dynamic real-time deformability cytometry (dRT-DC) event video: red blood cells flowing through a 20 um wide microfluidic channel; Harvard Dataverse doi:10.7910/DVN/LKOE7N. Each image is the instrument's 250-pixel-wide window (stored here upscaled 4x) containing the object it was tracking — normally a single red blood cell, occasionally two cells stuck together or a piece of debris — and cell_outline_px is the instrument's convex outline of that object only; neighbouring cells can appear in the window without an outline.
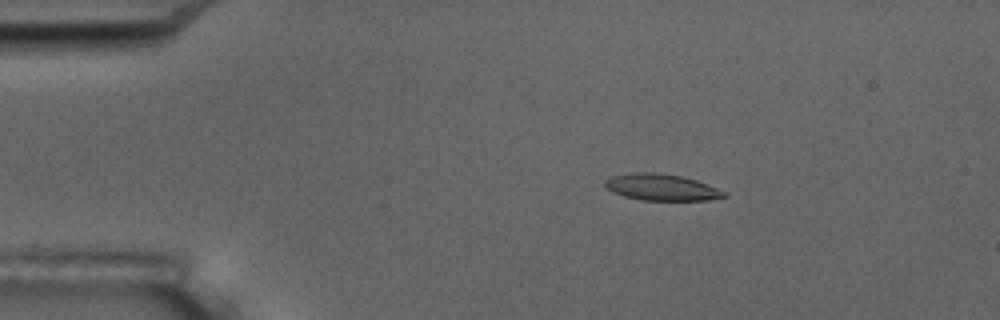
{"species": "common noctule bat (a hibernating species)", "species_latin": "Nyctalus noctula", "temperature_condition": "room temperature", "stored_images_in_passage": 3, "camera_frame_rate_fps": 3000, "um_per_image_px": 0.085, "animal": {"sex": "male", "body_mass_g": 17.5, "forearm_length_mm": 52.3}, "frame": {"image": 1, "passage_image": 2, "time_ms": 1.0, "image_size_px": [1000, 320], "cell_outline_px": [[728, 196], [708, 200], [640, 200], [624, 196], [612, 192], [604, 188], [604, 180], [612, 176], [632, 172], [652, 172], [680, 176], [696, 180], [716, 188], [724, 192]], "centroid_in_image_um": [56.15, 15.92], "position_along_channel_um": 28.8, "area_um2": 18.32}}